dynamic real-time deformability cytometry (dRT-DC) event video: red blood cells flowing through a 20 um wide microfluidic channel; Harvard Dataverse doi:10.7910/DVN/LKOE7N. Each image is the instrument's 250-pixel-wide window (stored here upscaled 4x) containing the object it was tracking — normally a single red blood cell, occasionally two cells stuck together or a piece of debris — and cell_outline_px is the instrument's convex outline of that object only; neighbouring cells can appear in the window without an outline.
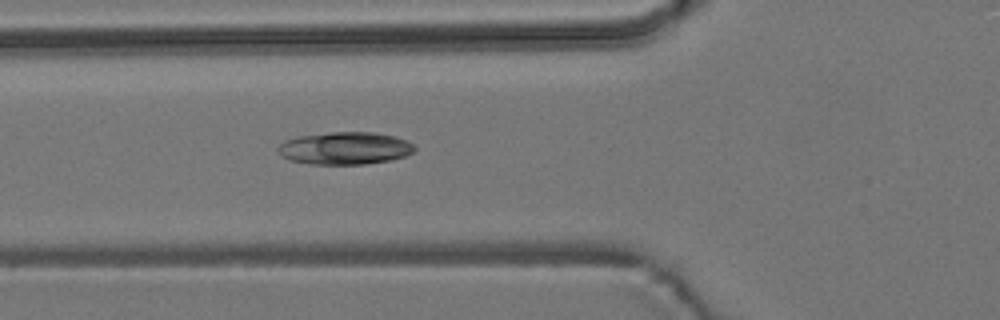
{"species": "common noctule bat (a hibernating species)", "species_latin": "Nyctalus noctula", "temperature_condition": "room temperature", "stored_images_in_passage": 3, "camera_frame_rate_fps": 3000, "um_per_image_px": 0.085, "animal": {"sex": "male", "body_mass_g": 19.2, "forearm_length_mm": 51.8}, "frame": {"image": 1, "passage_image": 3, "time_ms": 6.0, "image_size_px": [1000, 320], "cell_outline_px": [[416, 148], [412, 152], [404, 156], [392, 160], [364, 164], [312, 164], [292, 160], [280, 156], [276, 148], [284, 140], [296, 136], [332, 132], [376, 132], [396, 136], [408, 140]], "centroid_in_image_um": [29.31, 12.59], "position_along_channel_um": 96.5, "area_um2": 26.07}}